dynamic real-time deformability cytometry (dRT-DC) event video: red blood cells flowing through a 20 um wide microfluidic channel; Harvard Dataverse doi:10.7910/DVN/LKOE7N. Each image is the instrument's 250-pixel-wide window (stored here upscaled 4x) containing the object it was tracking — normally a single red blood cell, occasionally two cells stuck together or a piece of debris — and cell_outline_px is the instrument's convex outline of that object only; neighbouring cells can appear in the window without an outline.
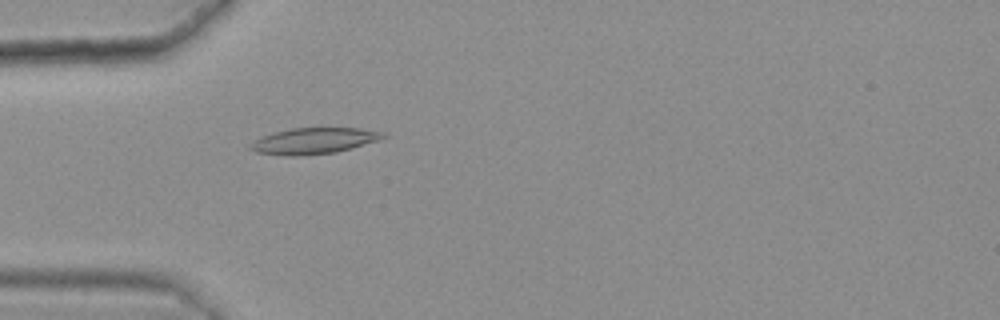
{"species": "common noctule bat (a hibernating species)", "species_latin": "Nyctalus noctula", "temperature_condition": "warm", "stored_images_in_passage": 51, "camera_frame_rate_fps": 3000, "um_per_image_px": 0.085, "animal": {"sex": "female", "body_mass_g": 25.1}, "frame": {"image": 1, "passage_image": 17, "time_ms": 5.333, "image_size_px": [1000, 320], "cell_outline_px": [[388, 136], [380, 140], [352, 148], [336, 152], [300, 156], [288, 156], [256, 152], [248, 148], [248, 144], [272, 132], [292, 128], [360, 128], [384, 132]], "centroid_in_image_um": [26.7, 11.97], "position_along_channel_um": 58.3, "area_um2": 20.29}}
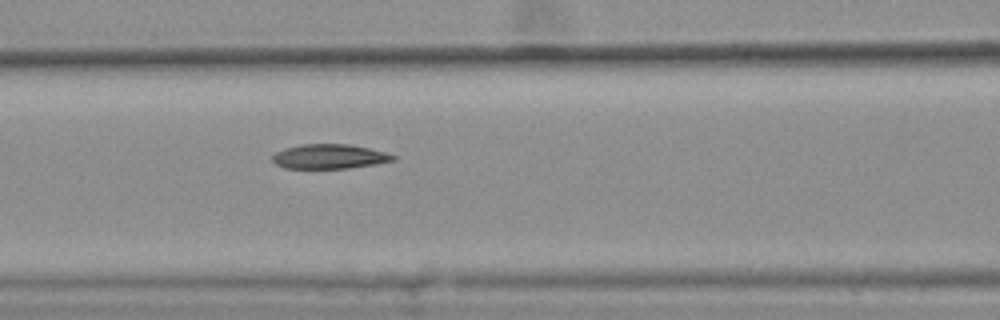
{"frame": {"image": 2, "passage_image": 24, "time_ms": 7.667, "image_size_px": [1000, 320], "cell_outline_px": [[396, 160], [376, 164], [348, 168], [284, 168], [276, 164], [272, 160], [272, 156], [276, 152], [284, 148], [300, 144], [348, 144], [368, 148], [384, 152], [396, 156]], "centroid_in_image_um": [27.98, 13.3], "position_along_channel_um": 138.6, "area_um2": 17.22}}
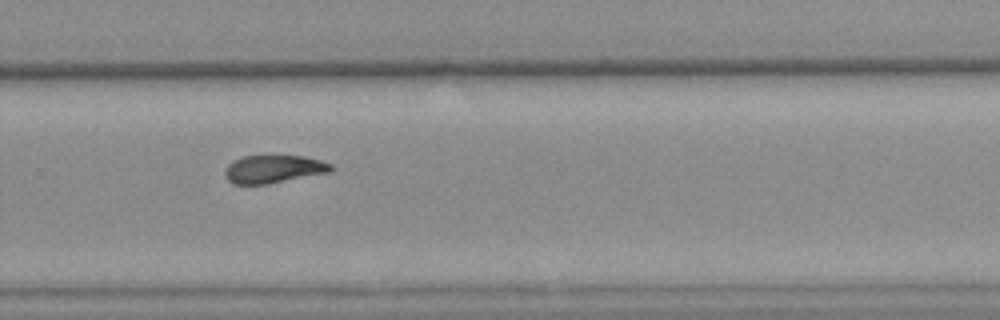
{"frame": {"image": 3, "passage_image": 38, "time_ms": 12.333, "image_size_px": [1000, 320], "cell_outline_px": [[336, 168], [332, 172], [268, 184], [236, 184], [228, 180], [224, 176], [224, 172], [228, 164], [232, 160], [244, 156], [304, 156], [320, 160], [332, 164]], "centroid_in_image_um": [23.29, 14.37], "position_along_channel_um": 306.5, "area_um2": 17.46}, "authors_computed_cell_mechanics": {"area_um2": 18.3226, "velocity_mm_per_s": 3.6109, "shape_relaxation_time_tau1_ms": 10.576, "shape_relaxation_time_tau2_ms": 4.0409, "deformation_change_tau1": 0.2188, "deformation_change_tau2": 0.0949}}